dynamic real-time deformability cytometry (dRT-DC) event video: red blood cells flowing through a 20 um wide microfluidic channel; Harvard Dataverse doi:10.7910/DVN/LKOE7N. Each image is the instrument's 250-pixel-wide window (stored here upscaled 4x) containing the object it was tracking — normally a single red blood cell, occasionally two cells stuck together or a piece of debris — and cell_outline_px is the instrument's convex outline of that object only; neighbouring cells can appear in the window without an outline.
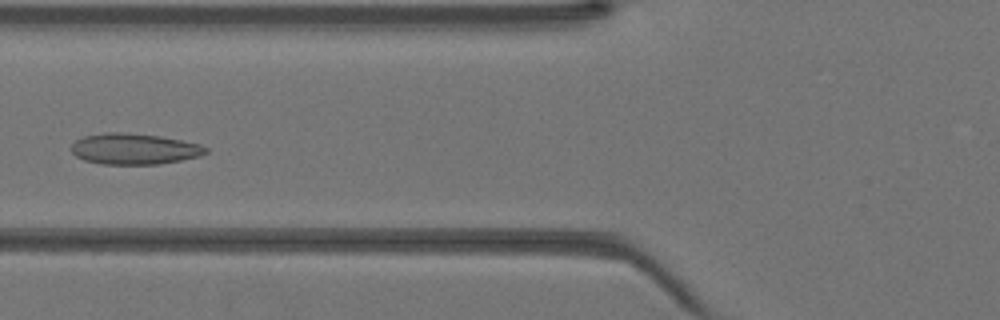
{"species": "Egyptian fruit bat (a non-hibernating species)", "species_latin": "Rousettus aegyptiacus", "temperature_condition": "warm", "stored_images_in_passage": 43, "camera_frame_rate_fps": 3000, "um_per_image_px": 0.085, "animal": {"sex": "female"}, "frame": {"image": 1, "passage_image": 17, "time_ms": 5.333, "image_size_px": [1000, 320], "cell_outline_px": [[208, 152], [200, 156], [160, 164], [100, 164], [84, 160], [76, 156], [72, 152], [72, 144], [76, 140], [84, 136], [104, 132], [128, 132], [160, 136], [200, 144], [208, 148]], "centroid_in_image_um": [11.41, 12.65], "position_along_channel_um": 114.4, "area_um2": 24.33}}
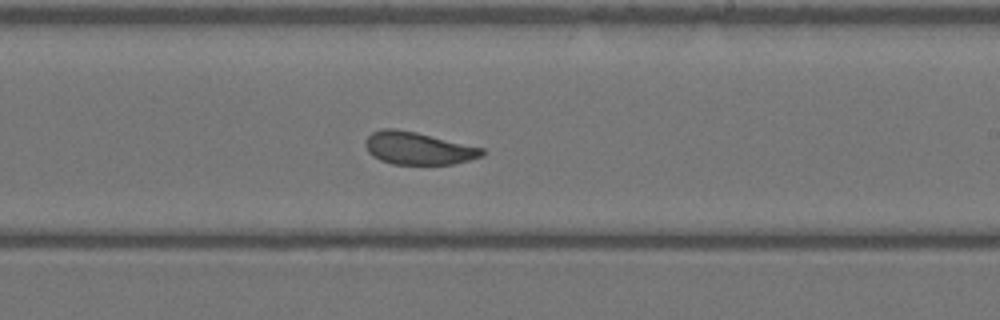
{"frame": {"image": 2, "passage_image": 26, "time_ms": 8.333, "image_size_px": [1000, 320], "cell_outline_px": [[484, 156], [452, 164], [392, 164], [380, 160], [372, 156], [368, 152], [364, 144], [364, 140], [372, 132], [384, 128], [392, 128], [416, 132], [484, 148]], "centroid_in_image_um": [35.51, 12.6], "position_along_channel_um": 253.5, "area_um2": 22.14}}
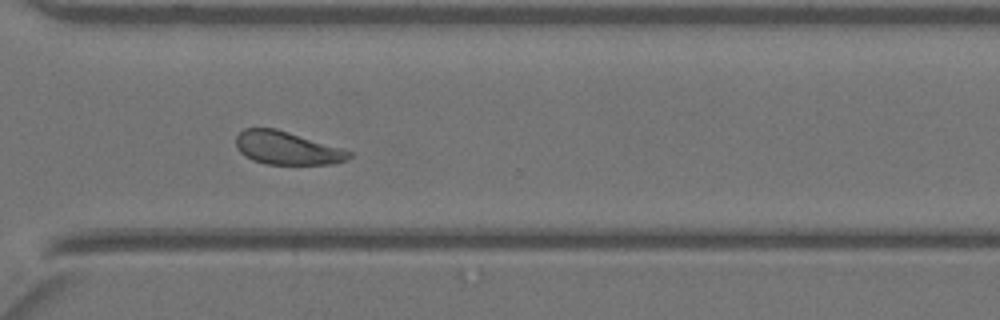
{"frame": {"image": 3, "passage_image": 32, "time_ms": 10.333, "image_size_px": [1000, 320], "cell_outline_px": [[352, 156], [348, 160], [332, 164], [264, 164], [252, 160], [244, 156], [236, 148], [236, 136], [244, 128], [276, 128], [352, 152]], "centroid_in_image_um": [24.35, 12.59], "position_along_channel_um": 346.2, "area_um2": 21.73}}